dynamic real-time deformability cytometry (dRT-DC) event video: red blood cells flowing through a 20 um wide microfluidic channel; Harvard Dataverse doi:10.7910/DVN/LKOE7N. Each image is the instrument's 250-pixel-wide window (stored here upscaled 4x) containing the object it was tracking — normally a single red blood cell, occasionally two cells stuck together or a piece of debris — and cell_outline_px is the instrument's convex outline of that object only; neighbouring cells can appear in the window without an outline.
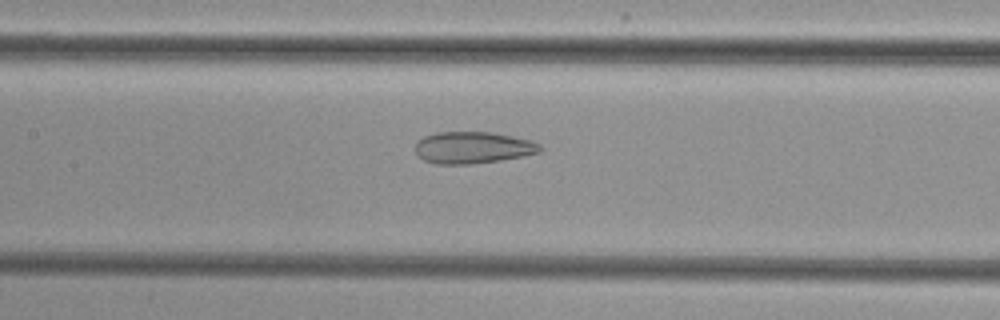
{"species": "common noctule bat (a hibernating species)", "species_latin": "Nyctalus noctula", "temperature_condition": "cold", "stored_images_in_passage": 36, "camera_frame_rate_fps": 3000, "um_per_image_px": 0.085, "animal": {"sex": "female", "body_mass_g": 29.2, "forearm_length_mm": 56.3}, "frame": {"image": 1, "passage_image": 8, "time_ms": 2.333, "image_size_px": [1000, 320], "cell_outline_px": [[544, 148], [540, 152], [524, 156], [500, 160], [468, 164], [436, 164], [424, 160], [416, 156], [416, 140], [424, 136], [436, 132], [492, 132], [532, 140], [540, 144]], "centroid_in_image_um": [40.19, 12.54], "position_along_channel_um": 167.2, "area_um2": 23.35}}
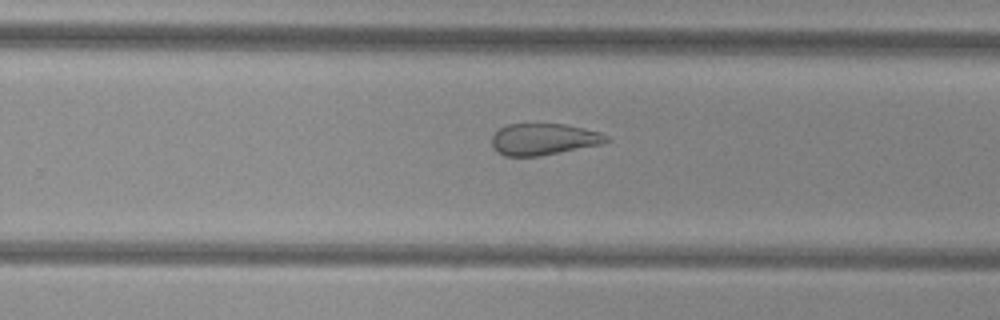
{"frame": {"image": 2, "passage_image": 17, "time_ms": 5.333, "image_size_px": [1000, 320], "cell_outline_px": [[612, 140], [600, 144], [540, 156], [504, 156], [496, 152], [492, 148], [492, 136], [500, 128], [508, 124], [564, 124], [584, 128], [600, 132], [608, 136]], "centroid_in_image_um": [46.19, 11.84], "position_along_channel_um": 283.6, "area_um2": 21.1}}
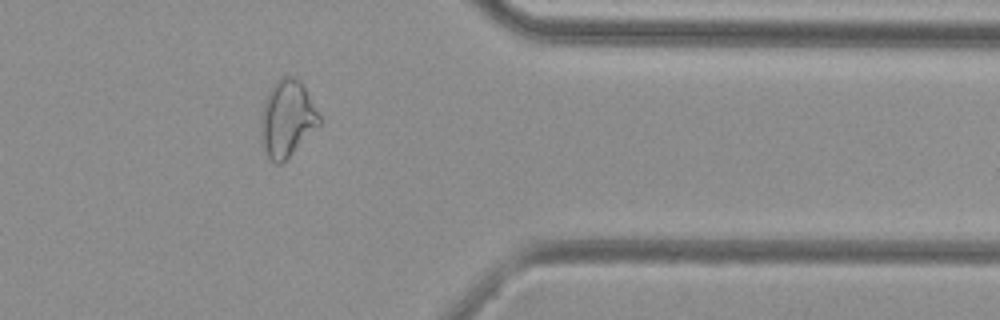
{"frame": {"image": 3, "passage_image": 26, "time_ms": 8.333, "image_size_px": [1000, 320], "cell_outline_px": [[324, 120], [280, 164], [276, 164], [268, 156], [260, 132], [260, 120], [264, 104], [268, 92], [272, 84], [276, 80], [284, 76], [296, 76], [304, 84]], "centroid_in_image_um": [24.44, 10.0], "position_along_channel_um": 387.0, "area_um2": 26.01}}